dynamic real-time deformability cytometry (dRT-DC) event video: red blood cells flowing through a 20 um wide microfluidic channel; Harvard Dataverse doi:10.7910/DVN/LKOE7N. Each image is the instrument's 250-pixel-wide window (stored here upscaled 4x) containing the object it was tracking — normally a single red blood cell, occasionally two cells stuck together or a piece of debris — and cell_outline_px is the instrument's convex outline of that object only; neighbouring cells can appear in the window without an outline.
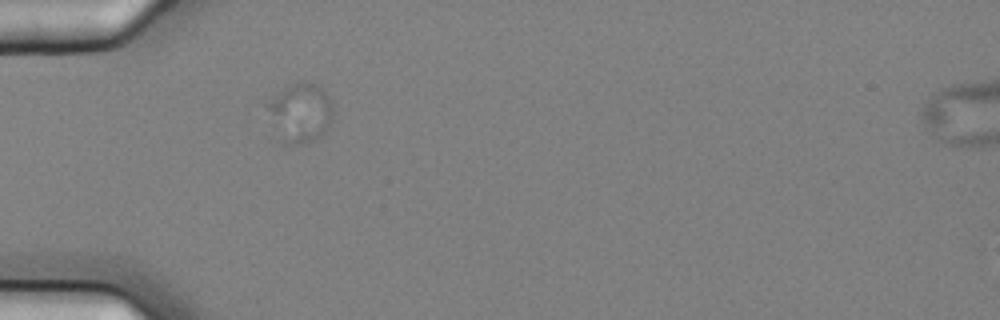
{"species": "common noctule bat (a hibernating species)", "species_latin": "Nyctalus noctula", "temperature_condition": "cold", "stored_images_in_passage": 1, "camera_frame_rate_fps": 3000, "um_per_image_px": 0.085, "animal": {"sex": "female", "body_mass_g": 25.1}, "frame": {"image": 1, "passage_image": 1, "time_ms": 0.0, "image_size_px": [1000, 320], "cell_outline_px": [[332, 120], [324, 132], [316, 140], [300, 144], [284, 144], [268, 108], [268, 104], [280, 92], [300, 80], [304, 80], [316, 84], [324, 88], [332, 100]], "centroid_in_image_um": [25.63, 9.56], "position_along_channel_um": 59.4, "area_um2": 22.02}}